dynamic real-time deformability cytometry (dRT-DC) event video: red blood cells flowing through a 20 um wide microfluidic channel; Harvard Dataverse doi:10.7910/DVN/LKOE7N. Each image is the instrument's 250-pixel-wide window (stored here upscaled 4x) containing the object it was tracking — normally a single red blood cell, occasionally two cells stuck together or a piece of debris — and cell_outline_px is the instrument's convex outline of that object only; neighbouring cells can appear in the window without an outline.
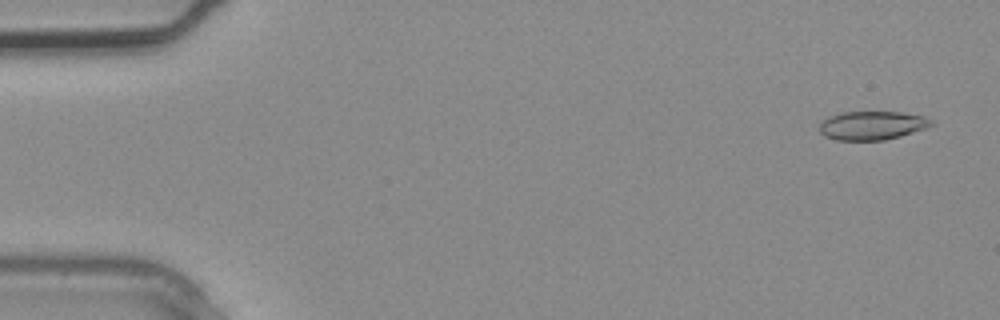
{"species": "common noctule bat (a hibernating species)", "species_latin": "Nyctalus noctula", "temperature_condition": "warm", "stored_images_in_passage": 3, "camera_frame_rate_fps": 3000, "um_per_image_px": 0.085, "animal": {"sex": "male", "body_mass_g": 20.4}, "frame": {"image": 1, "passage_image": 1, "time_ms": 0.0, "image_size_px": [1000, 320], "cell_outline_px": [[936, 124], [928, 128], [900, 136], [884, 140], [836, 140], [824, 136], [820, 132], [820, 124], [828, 116], [844, 112], [900, 112], [924, 116], [932, 120]], "centroid_in_image_um": [74.17, 10.66], "position_along_channel_um": 10.8, "area_um2": 18.79}}
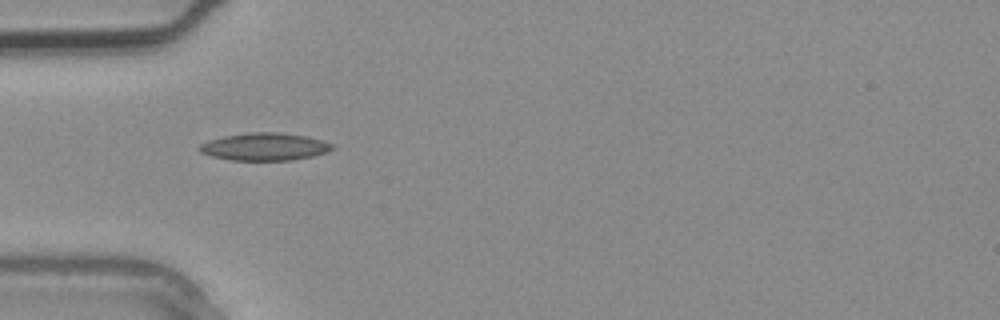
{"frame": {"image": 2, "passage_image": 3, "time_ms": 0.667, "image_size_px": [1000, 320], "cell_outline_px": [[336, 148], [312, 156], [292, 160], [232, 160], [212, 156], [200, 152], [196, 148], [200, 144], [208, 140], [224, 136], [248, 132], [280, 132], [308, 136], [336, 144]], "centroid_in_image_um": [22.5, 12.46], "position_along_channel_um": 62.5, "area_um2": 21.5}}